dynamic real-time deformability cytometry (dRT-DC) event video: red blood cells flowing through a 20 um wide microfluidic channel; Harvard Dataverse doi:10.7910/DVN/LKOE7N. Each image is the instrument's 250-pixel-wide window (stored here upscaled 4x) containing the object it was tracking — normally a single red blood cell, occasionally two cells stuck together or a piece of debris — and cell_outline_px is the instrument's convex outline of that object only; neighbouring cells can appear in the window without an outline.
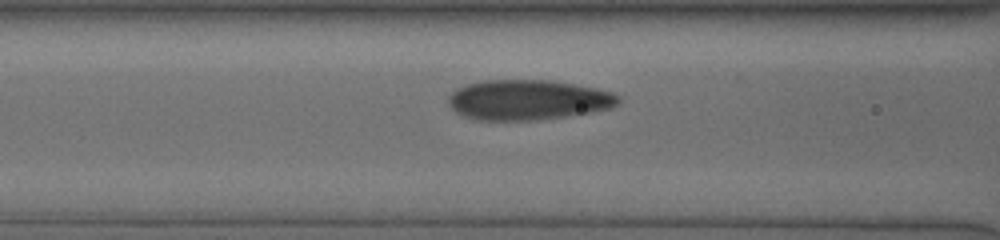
{"species": "human", "species_latin": "Homo sapiens", "temperature_condition": "cold", "stored_images_in_passage": 33, "camera_frame_rate_fps": 3000, "um_per_image_px": 0.085, "donor": {"sex": "male"}, "frame": {"image": 1, "passage_image": 8, "time_ms": 2.333, "image_size_px": [1000, 240], "cell_outline_px": [[620, 100], [612, 108], [564, 116], [528, 120], [476, 120], [464, 116], [456, 112], [448, 104], [448, 96], [456, 88], [464, 84], [484, 80], [548, 80], [596, 88], [612, 92], [620, 96]], "centroid_in_image_um": [44.83, 8.48], "position_along_channel_um": 121.8, "area_um2": 39.59}}
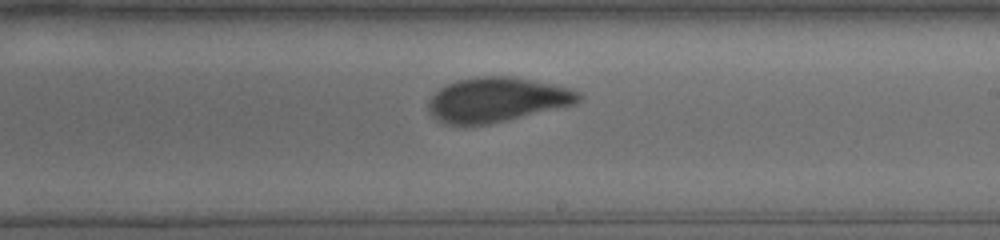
{"frame": {"image": 2, "passage_image": 18, "time_ms": 5.667, "image_size_px": [1000, 240], "cell_outline_px": [[584, 96], [576, 104], [488, 124], [464, 128], [448, 124], [436, 120], [428, 112], [428, 100], [440, 88], [456, 80], [476, 76], [512, 76], [556, 84], [580, 92]], "centroid_in_image_um": [42.21, 8.49], "position_along_channel_um": 246.8, "area_um2": 39.65}}
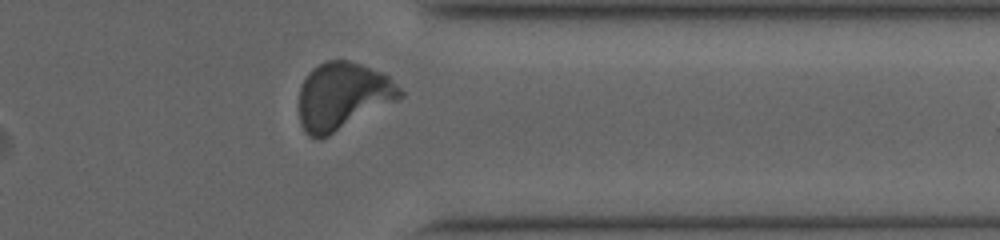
{"frame": {"image": 3, "passage_image": 29, "time_ms": 9.333, "image_size_px": [1000, 240], "cell_outline_px": [[404, 96], [328, 136], [320, 140], [316, 140], [308, 136], [304, 132], [300, 124], [300, 88], [308, 72], [312, 68], [328, 60], [348, 60], [360, 64], [380, 72], [388, 76], [404, 92]], "centroid_in_image_um": [29.1, 8.18], "position_along_channel_um": 382.3, "area_um2": 39.36}}